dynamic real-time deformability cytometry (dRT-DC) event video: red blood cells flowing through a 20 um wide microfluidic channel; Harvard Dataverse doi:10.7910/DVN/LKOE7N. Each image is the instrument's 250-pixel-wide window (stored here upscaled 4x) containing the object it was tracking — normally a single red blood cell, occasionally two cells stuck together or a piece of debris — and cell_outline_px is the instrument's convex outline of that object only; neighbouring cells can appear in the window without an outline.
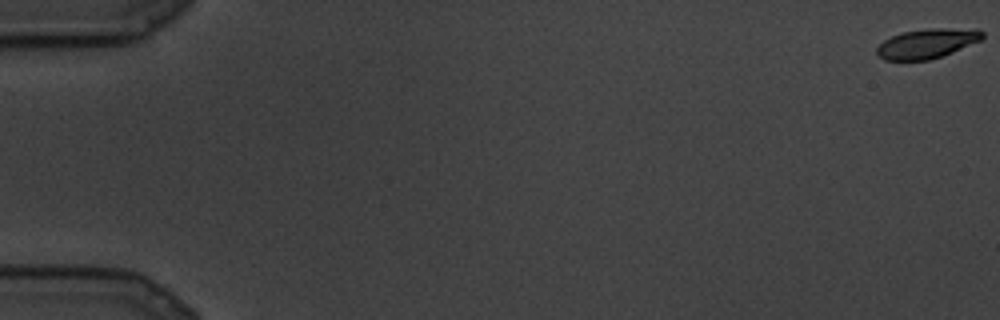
{"species": "common noctule bat (a hibernating species)", "species_latin": "Nyctalus noctula", "temperature_condition": "cold", "stored_images_in_passage": 14, "camera_frame_rate_fps": 3000, "um_per_image_px": 0.085, "animal": {"sex": "male", "body_mass_g": 19.5, "forearm_length_mm": 54.6}, "frame": {"image": 1, "passage_image": 1, "time_ms": 0.0, "image_size_px": [1000, 320], "cell_outline_px": [[984, 36], [980, 40], [952, 52], [928, 60], [884, 60], [876, 52], [876, 48], [884, 40], [892, 36], [904, 32], [932, 28], [980, 28], [984, 32]], "centroid_in_image_um": [78.83, 3.68], "position_along_channel_um": 6.2, "area_um2": 18.09}}
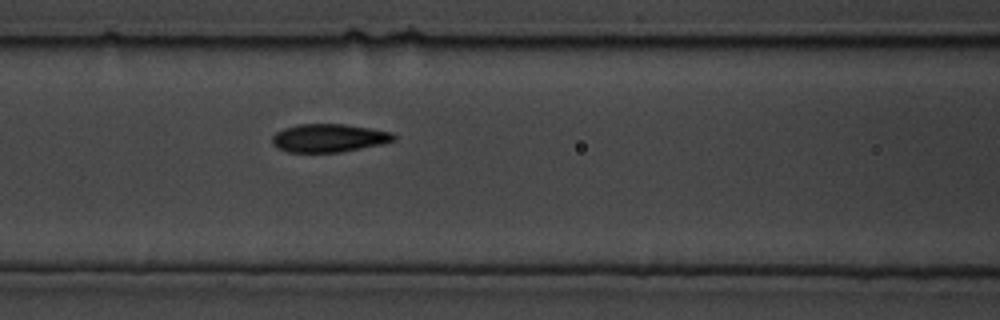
{"frame": {"image": 2, "passage_image": 12, "time_ms": 3.667, "image_size_px": [1000, 320], "cell_outline_px": [[396, 140], [384, 144], [340, 152], [288, 152], [276, 148], [272, 144], [272, 136], [276, 132], [284, 128], [296, 124], [344, 124], [392, 132], [396, 136]], "centroid_in_image_um": [27.94, 11.73], "position_along_channel_um": 138.7, "area_um2": 20.11}}
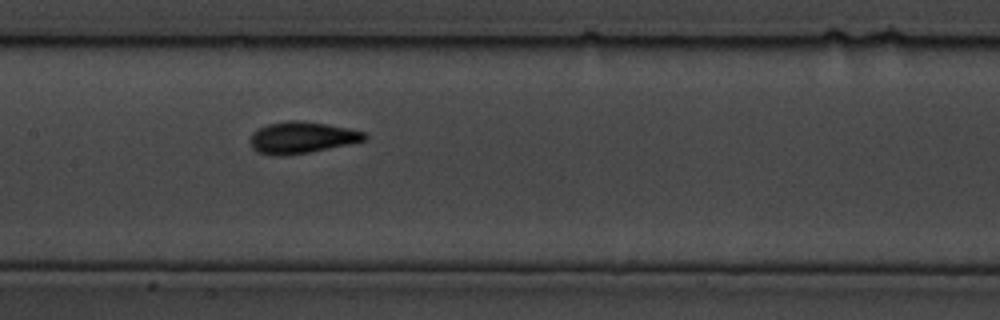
{"frame": {"image": 3, "passage_image": 14, "time_ms": 4.333, "image_size_px": [1000, 320], "cell_outline_px": [[368, 140], [352, 144], [308, 152], [284, 156], [272, 156], [256, 152], [252, 148], [248, 140], [252, 132], [268, 124], [292, 120], [296, 120], [324, 124], [348, 128], [364, 132], [368, 136]], "centroid_in_image_um": [25.63, 11.71], "position_along_channel_um": 181.8, "area_um2": 21.21}}